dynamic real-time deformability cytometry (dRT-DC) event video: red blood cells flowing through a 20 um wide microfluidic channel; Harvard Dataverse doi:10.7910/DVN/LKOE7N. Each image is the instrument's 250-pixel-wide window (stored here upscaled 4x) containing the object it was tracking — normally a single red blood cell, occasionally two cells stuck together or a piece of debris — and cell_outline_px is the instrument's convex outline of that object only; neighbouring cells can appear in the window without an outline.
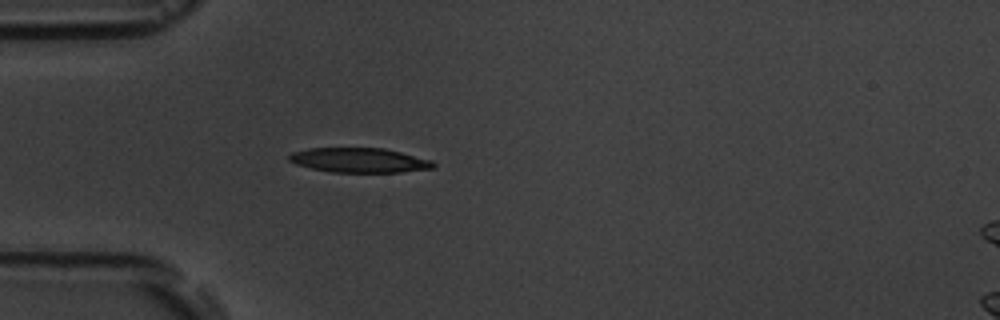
{"species": "common noctule bat (a hibernating species)", "species_latin": "Nyctalus noctula", "temperature_condition": "room temperature", "stored_images_in_passage": 4, "camera_frame_rate_fps": 3000, "um_per_image_px": 0.085, "animal": {"sex": "male", "body_mass_g": 19.5, "forearm_length_mm": 54.6}, "frame": {"image": 1, "passage_image": 4, "time_ms": 3.667, "image_size_px": [1000, 320], "cell_outline_px": [[436, 168], [400, 172], [328, 172], [296, 164], [288, 160], [288, 156], [292, 152], [308, 148], [384, 148], [432, 160], [436, 164]], "centroid_in_image_um": [30.55, 13.62], "position_along_channel_um": 54.5, "area_um2": 20.75}}